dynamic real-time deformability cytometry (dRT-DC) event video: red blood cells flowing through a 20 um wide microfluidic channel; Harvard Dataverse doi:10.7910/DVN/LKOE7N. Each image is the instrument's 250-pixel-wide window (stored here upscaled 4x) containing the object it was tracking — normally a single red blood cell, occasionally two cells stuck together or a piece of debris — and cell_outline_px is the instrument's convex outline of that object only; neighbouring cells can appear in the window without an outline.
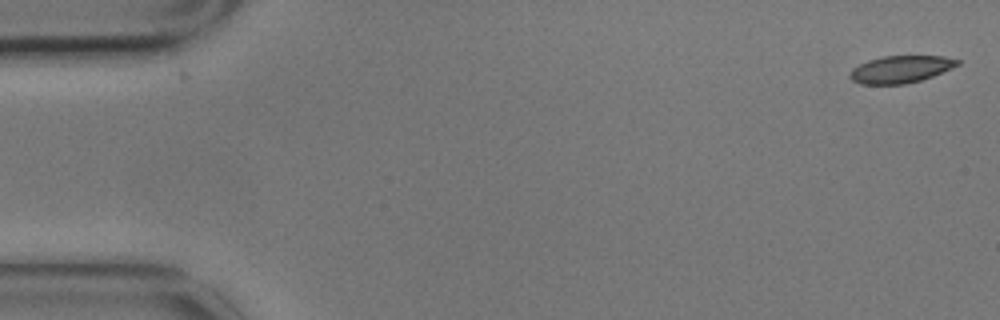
{"species": "common noctule bat (a hibernating species)", "species_latin": "Nyctalus noctula", "temperature_condition": "cold", "stored_images_in_passage": 2, "camera_frame_rate_fps": 3000, "um_per_image_px": 0.085, "animal": {"sex": "male", "body_mass_g": 17.9}, "frame": {"image": 1, "passage_image": 1, "time_ms": 0.0, "image_size_px": [1000, 320], "cell_outline_px": [[960, 64], [952, 68], [932, 76], [920, 80], [904, 84], [860, 84], [852, 80], [848, 76], [852, 68], [868, 60], [880, 56], [944, 56], [960, 60]], "centroid_in_image_um": [76.54, 5.88], "position_along_channel_um": 8.5, "area_um2": 17.05}}